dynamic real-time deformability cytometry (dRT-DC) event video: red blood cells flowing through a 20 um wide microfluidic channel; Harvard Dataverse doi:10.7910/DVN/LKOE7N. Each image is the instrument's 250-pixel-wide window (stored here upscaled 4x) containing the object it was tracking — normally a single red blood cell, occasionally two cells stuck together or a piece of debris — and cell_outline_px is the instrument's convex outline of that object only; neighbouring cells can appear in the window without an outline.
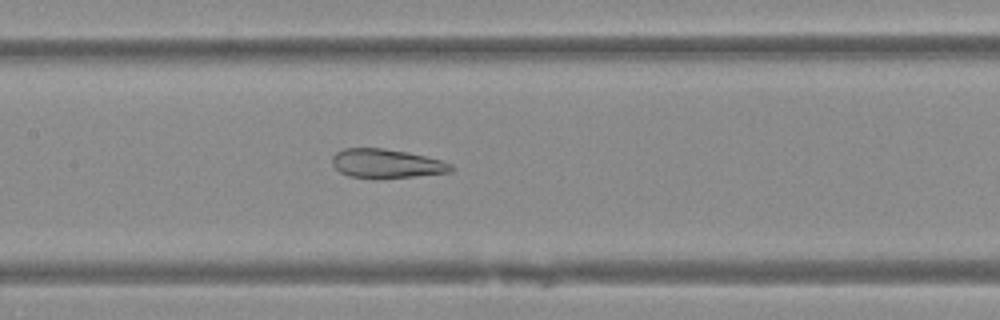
{"species": "Egyptian fruit bat (a non-hibernating species)", "species_latin": "Rousettus aegyptiacus", "temperature_condition": "warm", "stored_images_in_passage": 44, "camera_frame_rate_fps": 3000, "um_per_image_px": 0.085, "animal": {"sex": "female"}, "frame": {"image": 1, "passage_image": 18, "time_ms": 5.667, "image_size_px": [1000, 320], "cell_outline_px": [[456, 168], [452, 172], [416, 176], [376, 180], [348, 176], [340, 172], [332, 164], [332, 156], [336, 152], [344, 148], [384, 148], [408, 152], [440, 160], [452, 164]], "centroid_in_image_um": [32.85, 13.92], "position_along_channel_um": 174.6, "area_um2": 20.58}}
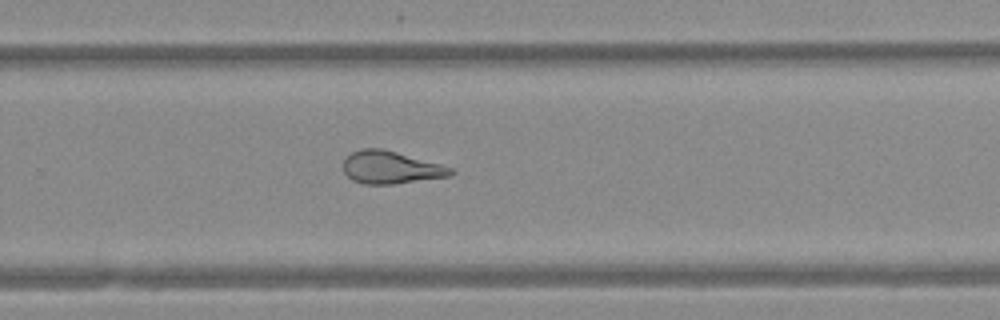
{"frame": {"image": 2, "passage_image": 27, "time_ms": 8.667, "image_size_px": [1000, 320], "cell_outline_px": [[456, 172], [452, 176], [392, 184], [364, 184], [352, 180], [344, 172], [344, 156], [360, 148], [380, 148], [396, 152], [452, 168]], "centroid_in_image_um": [33.18, 14.23], "position_along_channel_um": 296.6, "area_um2": 20.29}}
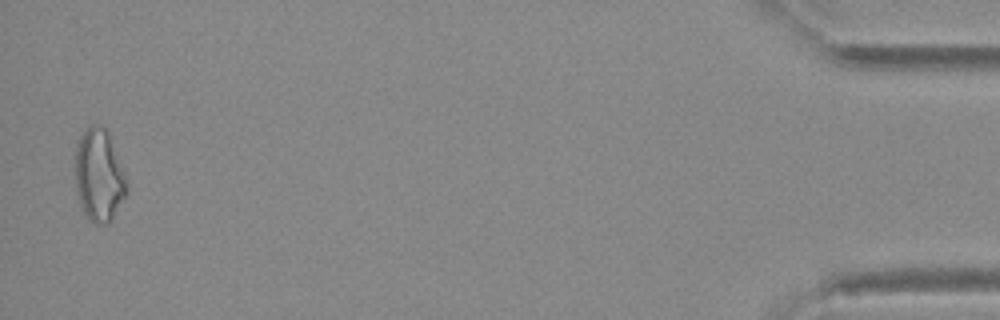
{"frame": {"image": 3, "passage_image": 43, "time_ms": 14.0, "image_size_px": [1000, 320], "cell_outline_px": [[128, 192], [112, 220], [104, 224], [96, 224], [88, 220], [84, 212], [80, 200], [76, 184], [76, 144], [80, 136], [92, 124], [100, 124], [108, 132], [124, 176], [128, 188]], "centroid_in_image_um": [8.42, 14.93], "position_along_channel_um": 426.8, "area_um2": 27.22}}